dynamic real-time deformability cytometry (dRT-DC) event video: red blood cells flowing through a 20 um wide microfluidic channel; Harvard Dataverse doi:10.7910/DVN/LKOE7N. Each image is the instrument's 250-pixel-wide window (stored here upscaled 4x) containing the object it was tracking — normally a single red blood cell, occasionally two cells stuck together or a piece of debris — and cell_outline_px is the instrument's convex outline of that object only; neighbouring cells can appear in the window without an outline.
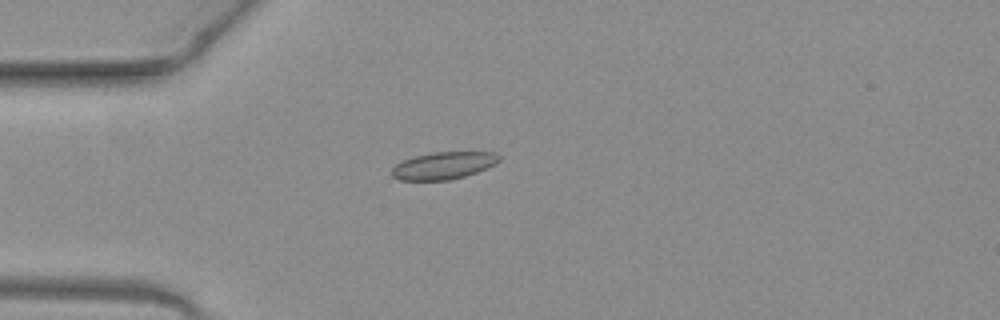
{"species": "common noctule bat (a hibernating species)", "species_latin": "Nyctalus noctula", "temperature_condition": "warm", "stored_images_in_passage": 51, "camera_frame_rate_fps": 3000, "um_per_image_px": 0.085, "animal": {"sex": "female", "body_mass_g": 19.3, "forearm_length_mm": 54.1}, "frame": {"image": 1, "passage_image": 14, "time_ms": 4.333, "image_size_px": [1000, 320], "cell_outline_px": [[500, 160], [496, 164], [488, 168], [464, 176], [448, 180], [400, 180], [392, 176], [392, 168], [396, 164], [404, 160], [416, 156], [432, 152], [496, 152], [500, 156]], "centroid_in_image_um": [37.73, 14.07], "position_along_channel_um": 47.3, "area_um2": 16.99}}
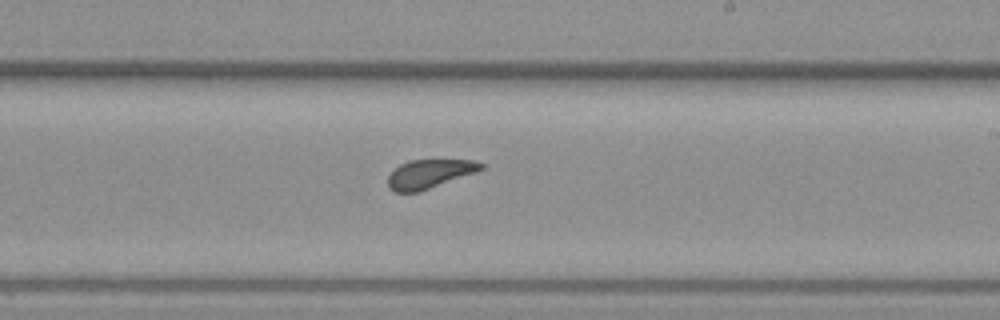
{"frame": {"image": 2, "passage_image": 30, "time_ms": 9.667, "image_size_px": [1000, 320], "cell_outline_px": [[484, 168], [476, 172], [420, 192], [396, 192], [388, 188], [388, 176], [400, 164], [408, 160], [476, 160], [484, 164]], "centroid_in_image_um": [36.51, 14.78], "position_along_channel_um": 252.5, "area_um2": 15.66}}
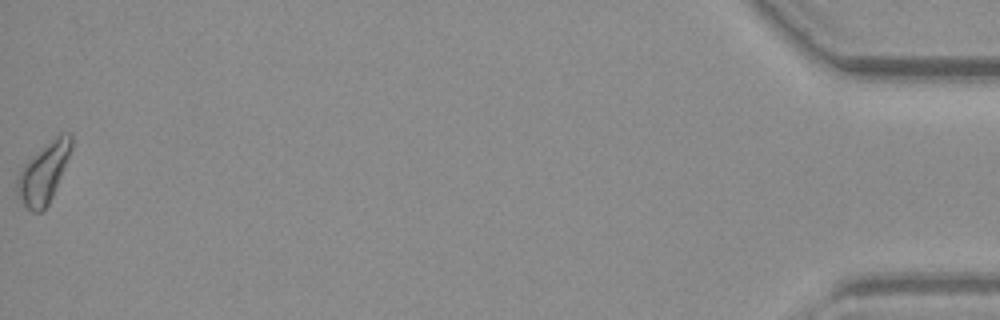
{"frame": {"image": 3, "passage_image": 51, "time_ms": 16.667, "image_size_px": [1000, 320], "cell_outline_px": [[72, 148], [52, 196], [48, 204], [40, 212], [32, 212], [24, 204], [16, 192], [16, 176], [24, 164], [52, 136], [60, 132], [72, 132]], "centroid_in_image_um": [3.71, 14.62], "position_along_channel_um": 431.5, "area_um2": 19.02}, "authors_computed_cell_mechanics": {"area_um2": 16.7042, "velocity_mm_per_s": 4.0746, "shape_relaxation_time_tau1_ms": null, "shape_relaxation_time_tau2_ms": 1.0736, "deformation_change_tau1": null, "deformation_change_tau2": 0.0692}}